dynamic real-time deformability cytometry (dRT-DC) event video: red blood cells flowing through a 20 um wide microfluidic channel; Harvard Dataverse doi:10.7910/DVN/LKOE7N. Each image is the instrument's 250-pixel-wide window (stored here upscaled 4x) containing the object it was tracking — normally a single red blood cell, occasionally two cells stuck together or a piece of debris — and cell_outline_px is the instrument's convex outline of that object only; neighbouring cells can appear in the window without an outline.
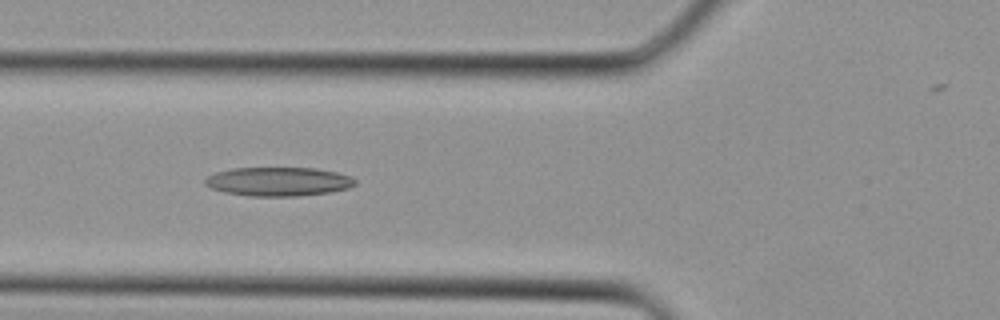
{"species": "Egyptian fruit bat (a non-hibernating species)", "species_latin": "Rousettus aegyptiacus", "temperature_condition": "cold", "stored_images_in_passage": 26, "camera_frame_rate_fps": 3000, "um_per_image_px": 0.085, "animal": {"sex": "female"}, "frame": {"image": 1, "passage_image": 6, "time_ms": 1.667, "image_size_px": [1000, 320], "cell_outline_px": [[356, 184], [348, 188], [328, 192], [300, 196], [248, 196], [224, 192], [208, 188], [204, 184], [204, 180], [208, 176], [216, 172], [232, 168], [316, 168], [336, 172], [348, 176], [356, 180]], "centroid_in_image_um": [23.61, 15.43], "position_along_channel_um": 102.2, "area_um2": 25.32}}
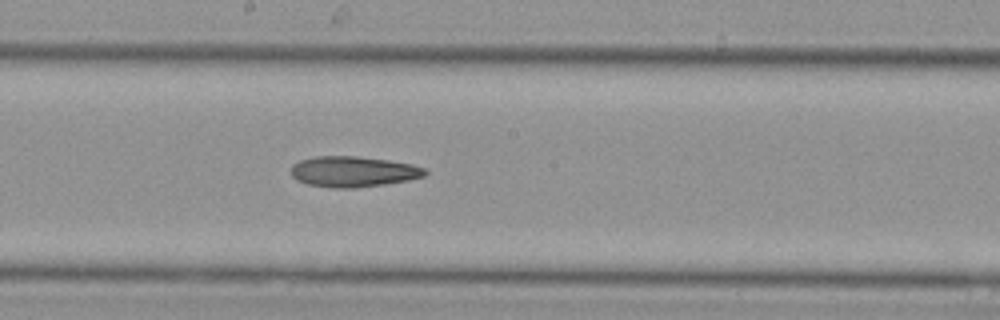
{"frame": {"image": 2, "passage_image": 12, "time_ms": 3.667, "image_size_px": [1000, 320], "cell_outline_px": [[428, 172], [424, 176], [408, 180], [384, 184], [352, 188], [332, 188], [308, 184], [296, 180], [292, 176], [292, 164], [300, 160], [312, 156], [356, 156], [388, 160], [412, 164], [424, 168]], "centroid_in_image_um": [30.0, 14.58], "position_along_channel_um": 218.2, "area_um2": 23.93}}
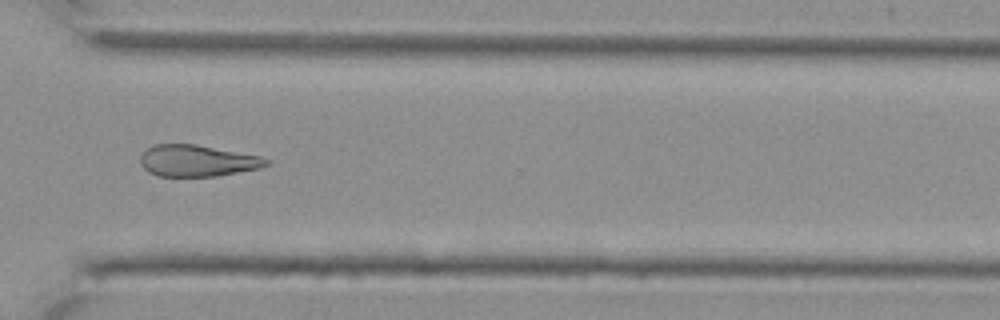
{"frame": {"image": 3, "passage_image": 19, "time_ms": 6.0, "image_size_px": [1000, 320], "cell_outline_px": [[268, 164], [260, 168], [216, 176], [156, 176], [148, 172], [140, 164], [140, 156], [148, 148], [156, 144], [196, 144], [260, 156], [268, 160]], "centroid_in_image_um": [16.73, 13.66], "position_along_channel_um": 353.9, "area_um2": 23.0}}